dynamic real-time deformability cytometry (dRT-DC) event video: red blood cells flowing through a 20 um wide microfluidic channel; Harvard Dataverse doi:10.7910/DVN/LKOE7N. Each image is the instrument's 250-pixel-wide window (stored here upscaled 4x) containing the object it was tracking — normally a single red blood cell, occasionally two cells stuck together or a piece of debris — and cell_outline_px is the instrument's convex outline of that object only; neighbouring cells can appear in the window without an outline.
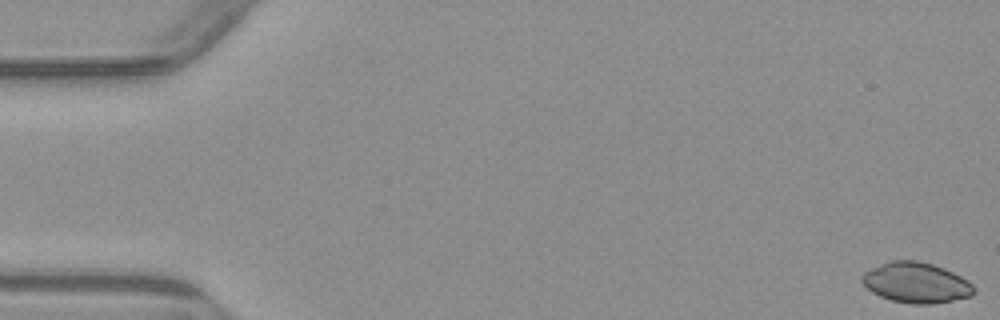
{"species": "common noctule bat (a hibernating species)", "species_latin": "Nyctalus noctula", "temperature_condition": "warm", "stored_images_in_passage": 4, "camera_frame_rate_fps": 3000, "um_per_image_px": 0.085, "animal": {"sex": "male", "body_mass_g": 23.1, "forearm_length_mm": 52.7}, "frame": {"image": 1, "passage_image": 1, "time_ms": 0.0, "image_size_px": [1000, 320], "cell_outline_px": [[976, 292], [972, 296], [932, 304], [912, 304], [892, 300], [880, 296], [872, 292], [860, 280], [864, 272], [872, 268], [892, 260], [916, 260], [932, 264], [944, 268], [968, 280], [976, 288]], "centroid_in_image_um": [77.9, 24.03], "position_along_channel_um": 7.1, "area_um2": 26.3}}
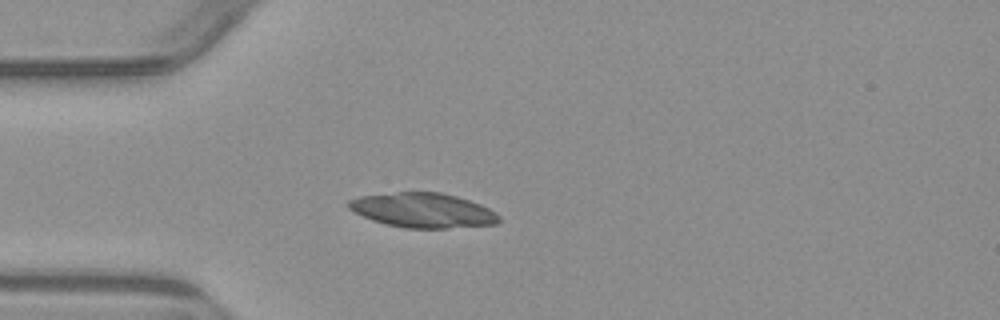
{"frame": {"image": 2, "passage_image": 4, "time_ms": 4.667, "image_size_px": [1000, 320], "cell_outline_px": [[500, 220], [496, 224], [448, 228], [404, 228], [384, 224], [372, 220], [352, 212], [344, 204], [348, 200], [360, 196], [396, 192], [440, 192], [456, 196], [480, 204], [496, 212], [500, 216]], "centroid_in_image_um": [35.9, 17.88], "position_along_channel_um": 49.1, "area_um2": 30.58}}